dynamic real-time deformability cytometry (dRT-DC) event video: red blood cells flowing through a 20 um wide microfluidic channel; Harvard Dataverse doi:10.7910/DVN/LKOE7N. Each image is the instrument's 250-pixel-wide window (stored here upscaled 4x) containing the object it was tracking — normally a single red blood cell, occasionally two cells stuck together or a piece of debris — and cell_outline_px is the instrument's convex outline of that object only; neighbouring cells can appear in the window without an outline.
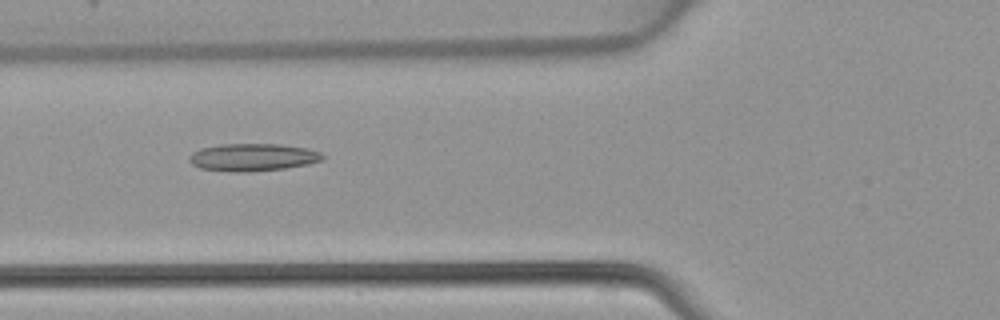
{"species": "common noctule bat (a hibernating species)", "species_latin": "Nyctalus noctula", "temperature_condition": "warm", "stored_images_in_passage": 46, "camera_frame_rate_fps": 3000, "um_per_image_px": 0.085, "animal": {"sex": "female", "body_mass_g": 22.7, "forearm_length_mm": 54.2}, "frame": {"image": 1, "passage_image": 18, "time_ms": 5.667, "image_size_px": [1000, 320], "cell_outline_px": [[324, 156], [320, 160], [308, 164], [284, 168], [252, 172], [232, 172], [200, 168], [192, 164], [188, 160], [188, 156], [192, 152], [200, 148], [220, 144], [280, 144], [308, 148], [320, 152]], "centroid_in_image_um": [21.44, 13.36], "position_along_channel_um": 104.4, "area_um2": 21.5}}
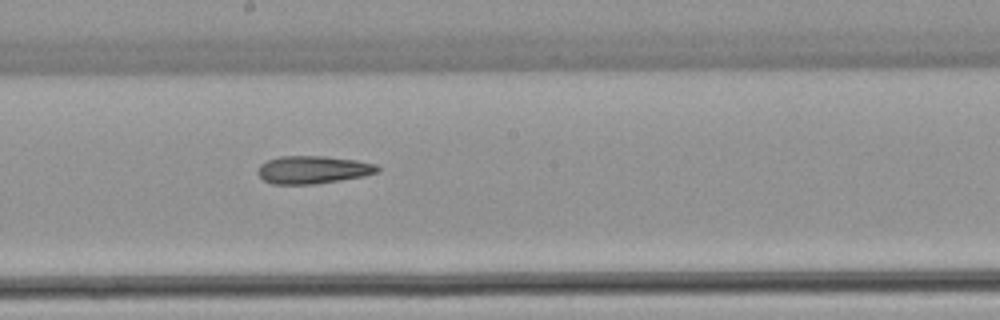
{"frame": {"image": 2, "passage_image": 26, "time_ms": 8.333, "image_size_px": [1000, 320], "cell_outline_px": [[380, 172], [364, 176], [316, 184], [272, 184], [264, 180], [256, 172], [260, 164], [268, 160], [280, 156], [324, 156], [356, 160], [376, 164], [380, 168]], "centroid_in_image_um": [26.61, 14.43], "position_along_channel_um": 221.6, "area_um2": 19.48}}
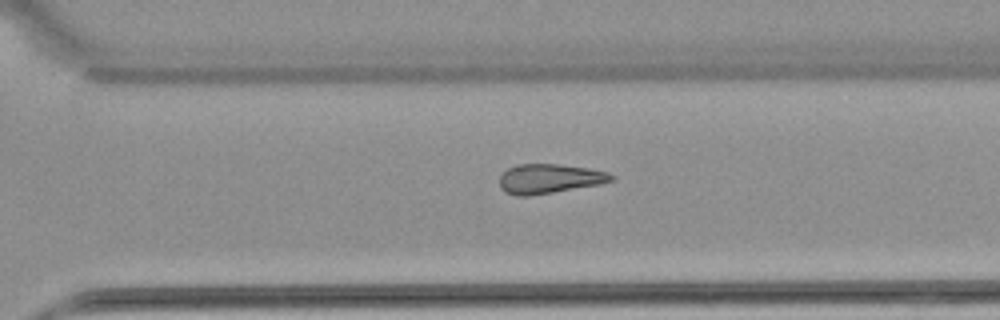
{"frame": {"image": 3, "passage_image": 33, "time_ms": 10.667, "image_size_px": [1000, 320], "cell_outline_px": [[616, 180], [600, 184], [528, 196], [516, 196], [504, 192], [500, 188], [500, 176], [508, 168], [516, 164], [560, 164], [588, 168], [608, 172], [616, 176]], "centroid_in_image_um": [46.71, 15.18], "position_along_channel_um": 323.9, "area_um2": 19.31}}